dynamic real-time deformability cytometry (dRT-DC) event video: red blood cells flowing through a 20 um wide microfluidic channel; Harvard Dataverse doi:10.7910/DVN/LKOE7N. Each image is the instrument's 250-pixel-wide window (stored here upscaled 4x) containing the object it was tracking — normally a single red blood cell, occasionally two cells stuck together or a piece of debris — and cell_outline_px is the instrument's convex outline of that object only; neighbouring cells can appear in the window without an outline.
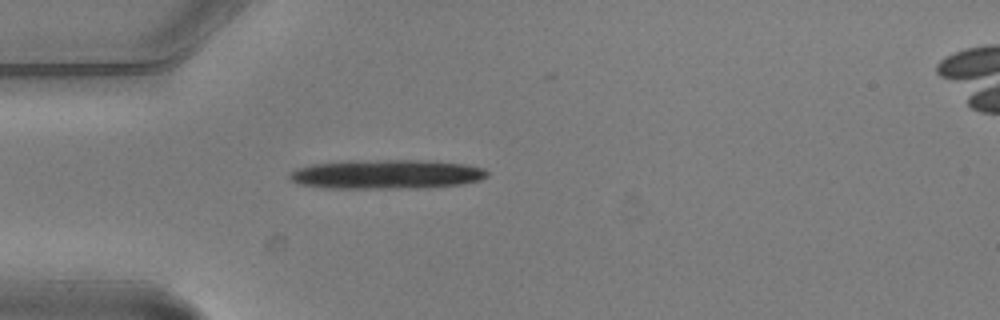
{"species": "common noctule bat (a hibernating species)", "species_latin": "Nyctalus noctula", "temperature_condition": "warm", "stored_images_in_passage": 1, "camera_frame_rate_fps": 3000, "um_per_image_px": 0.085, "animal": {"sex": "male", "body_mass_g": 20.5, "forearm_length_mm": 52.5}, "frame": {"image": 1, "passage_image": 1, "time_ms": 0.0, "image_size_px": [1000, 320], "cell_outline_px": [[488, 176], [480, 180], [464, 184], [428, 188], [324, 188], [296, 184], [288, 180], [288, 172], [296, 168], [312, 164], [352, 160], [424, 160], [464, 164], [484, 168], [488, 172]], "centroid_in_image_um": [32.81, 14.82], "position_along_channel_um": 52.2, "area_um2": 34.33}}